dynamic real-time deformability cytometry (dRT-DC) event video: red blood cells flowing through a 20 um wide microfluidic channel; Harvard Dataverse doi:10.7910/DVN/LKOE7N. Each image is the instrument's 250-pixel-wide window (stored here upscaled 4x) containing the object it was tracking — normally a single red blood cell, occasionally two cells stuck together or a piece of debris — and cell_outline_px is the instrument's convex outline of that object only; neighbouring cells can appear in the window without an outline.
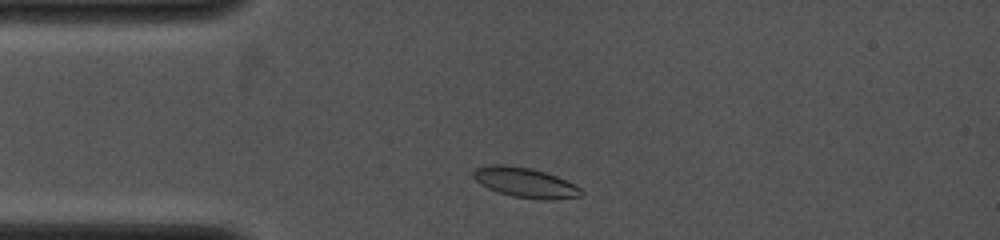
{"species": "common noctule bat (a hibernating species)", "species_latin": "Nyctalus noctula", "temperature_condition": "cold", "stored_images_in_passage": 53, "camera_frame_rate_fps": 4000, "um_per_image_px": 0.085, "animal": {"sex": "female", "body_mass_g": 19.0, "forearm_length_mm": 53.3}, "frame": {"image": 1, "passage_image": 4, "time_ms": 0.5, "image_size_px": [1000, 240], "cell_outline_px": [[584, 192], [580, 196], [556, 200], [544, 200], [512, 196], [488, 188], [480, 184], [472, 176], [472, 172], [476, 168], [488, 164], [504, 164], [532, 168], [556, 176], [580, 188]], "centroid_in_image_um": [44.61, 15.51], "position_along_channel_um": 40.4, "area_um2": 18.79}}
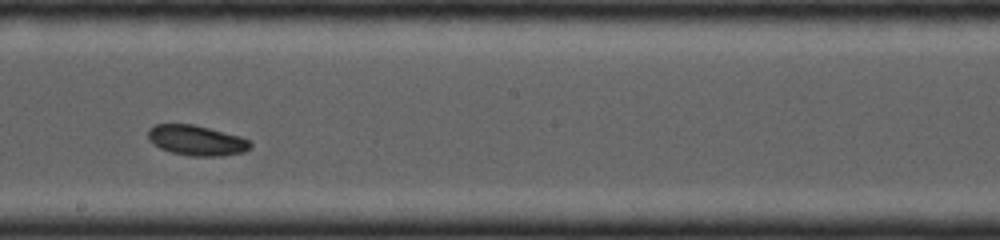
{"frame": {"image": 2, "passage_image": 27, "time_ms": 5.25, "image_size_px": [1000, 240], "cell_outline_px": [[252, 148], [244, 152], [220, 156], [192, 156], [172, 152], [160, 148], [148, 140], [148, 128], [156, 124], [192, 124], [240, 136], [248, 140], [252, 144]], "centroid_in_image_um": [16.7, 11.93], "position_along_channel_um": 231.5, "area_um2": 17.98}}
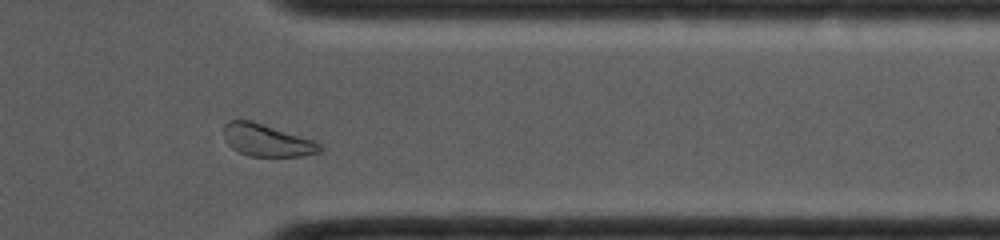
{"frame": {"image": 3, "passage_image": 46, "time_ms": 8.75, "image_size_px": [1000, 240], "cell_outline_px": [[324, 148], [320, 152], [304, 156], [248, 156], [232, 148], [228, 144], [224, 136], [224, 124], [228, 120], [252, 120], [316, 140]], "centroid_in_image_um": [22.72, 11.91], "position_along_channel_um": 388.7, "area_um2": 18.32}}